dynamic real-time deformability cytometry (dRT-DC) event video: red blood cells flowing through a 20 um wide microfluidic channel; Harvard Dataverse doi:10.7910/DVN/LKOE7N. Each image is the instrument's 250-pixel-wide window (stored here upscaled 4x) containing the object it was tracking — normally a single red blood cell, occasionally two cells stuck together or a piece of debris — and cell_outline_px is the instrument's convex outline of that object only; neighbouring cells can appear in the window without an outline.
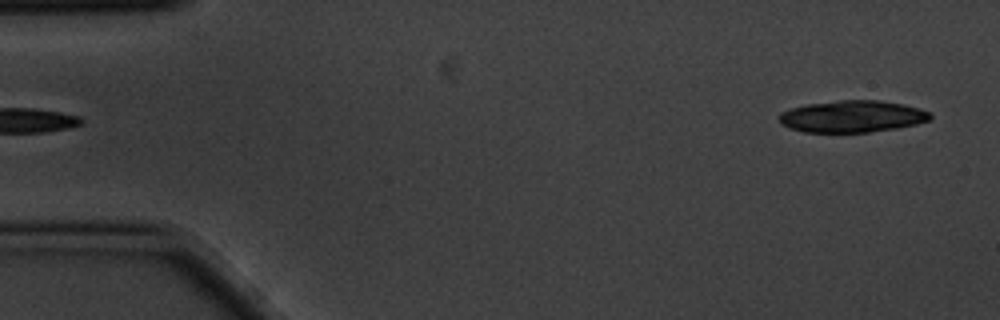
{"species": "common noctule bat (a hibernating species)", "species_latin": "Nyctalus noctula", "temperature_condition": "cold", "stored_images_in_passage": 5, "segment_of_instrument_passage": [2, 2], "camera_frame_rate_fps": 3000, "um_per_image_px": 0.085, "animal": {"sex": "male", "body_mass_g": 20.1, "forearm_length_mm": 53.5}, "frame": {"image": 1, "passage_image": 5, "time_ms": 1.333, "image_size_px": [1000, 320], "cell_outline_px": [[932, 116], [928, 120], [916, 124], [896, 128], [868, 132], [804, 132], [788, 128], [780, 124], [776, 120], [780, 112], [792, 108], [808, 104], [840, 100], [880, 100], [904, 104], [932, 112]], "centroid_in_image_um": [72.4, 9.89], "position_along_channel_um": 12.6, "area_um2": 28.21}}